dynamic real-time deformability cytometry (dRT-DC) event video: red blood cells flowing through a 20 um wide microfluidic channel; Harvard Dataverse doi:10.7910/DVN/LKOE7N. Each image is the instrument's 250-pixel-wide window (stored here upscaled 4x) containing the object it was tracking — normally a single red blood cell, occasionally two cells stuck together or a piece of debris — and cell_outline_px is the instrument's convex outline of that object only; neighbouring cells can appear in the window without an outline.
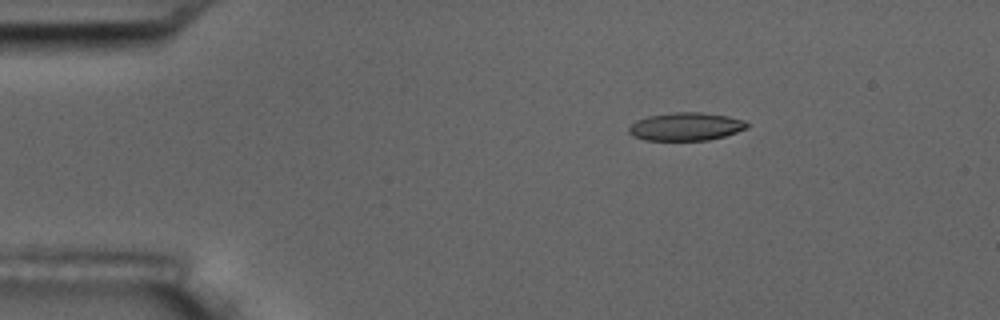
{"species": "common noctule bat (a hibernating species)", "species_latin": "Nyctalus noctula", "temperature_condition": "room temperature", "stored_images_in_passage": 4, "camera_frame_rate_fps": 3000, "um_per_image_px": 0.085, "animal": {"sex": "male", "body_mass_g": 17.5, "forearm_length_mm": 52.3}, "frame": {"image": 1, "passage_image": 3, "time_ms": 2.333, "image_size_px": [1000, 320], "cell_outline_px": [[748, 128], [724, 136], [708, 140], [644, 140], [632, 136], [628, 132], [628, 128], [636, 120], [648, 116], [672, 112], [700, 112], [728, 116], [744, 120], [748, 124]], "centroid_in_image_um": [58.28, 10.76], "position_along_channel_um": 26.7, "area_um2": 19.36}}